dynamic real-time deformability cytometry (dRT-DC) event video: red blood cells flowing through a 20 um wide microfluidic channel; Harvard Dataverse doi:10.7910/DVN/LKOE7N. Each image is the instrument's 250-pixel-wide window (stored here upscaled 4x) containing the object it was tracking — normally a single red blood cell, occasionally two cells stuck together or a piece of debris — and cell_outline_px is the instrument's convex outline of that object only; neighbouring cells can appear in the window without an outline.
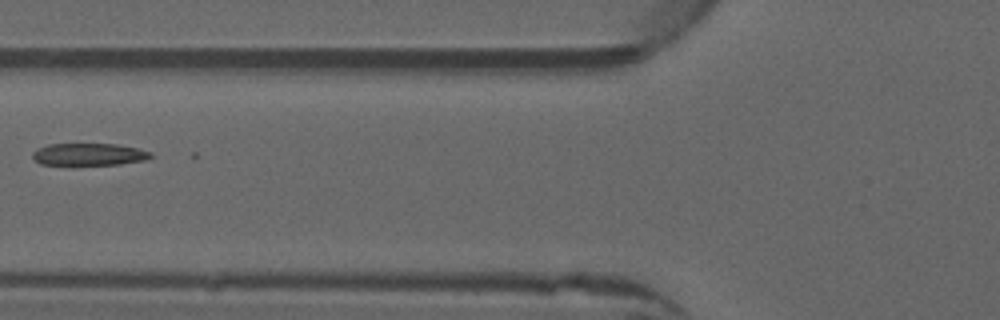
{"species": "common noctule bat (a hibernating species)", "species_latin": "Nyctalus noctula", "temperature_condition": "warm", "stored_images_in_passage": 5, "camera_frame_rate_fps": 3000, "um_per_image_px": 0.085, "animal": {"sex": "male", "forearm_length_mm": 52.5}, "frame": {"image": 1, "passage_image": 5, "time_ms": 1.333, "image_size_px": [1000, 320], "cell_outline_px": [[156, 156], [144, 160], [120, 164], [40, 164], [32, 156], [32, 152], [48, 144], [116, 144], [136, 148], [152, 152]], "centroid_in_image_um": [7.61, 13.11], "position_along_channel_um": 118.2, "area_um2": 15.09}}